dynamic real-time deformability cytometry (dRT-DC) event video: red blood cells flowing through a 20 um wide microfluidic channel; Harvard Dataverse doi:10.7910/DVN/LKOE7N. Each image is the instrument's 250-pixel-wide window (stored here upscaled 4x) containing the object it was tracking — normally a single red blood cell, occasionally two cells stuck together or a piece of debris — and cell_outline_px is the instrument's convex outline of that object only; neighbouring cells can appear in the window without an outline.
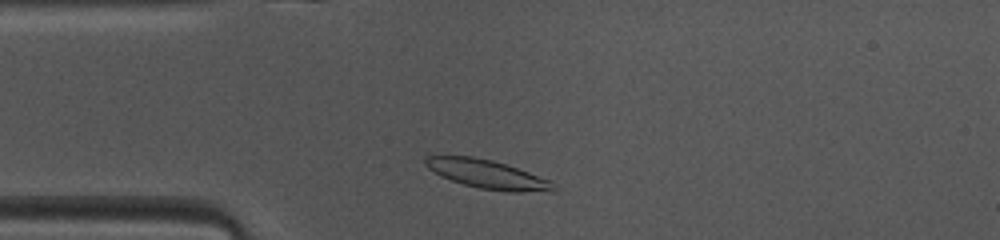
{"species": "common noctule bat (a hibernating species)", "species_latin": "Nyctalus noctula", "temperature_condition": "warm", "stored_images_in_passage": 41, "camera_frame_rate_fps": 3000, "um_per_image_px": 0.085, "animal": {"sex": "female", "body_mass_g": 10.0, "forearm_length_mm": 53.1}, "frame": {"image": 1, "passage_image": 5, "time_ms": 1.333, "image_size_px": [1000, 240], "cell_outline_px": [[556, 188], [552, 192], [504, 192], [480, 188], [464, 184], [440, 176], [428, 168], [424, 164], [424, 160], [428, 156], [472, 156], [492, 160], [552, 180]], "centroid_in_image_um": [41.47, 14.83], "position_along_channel_um": 43.5, "area_um2": 21.44}}
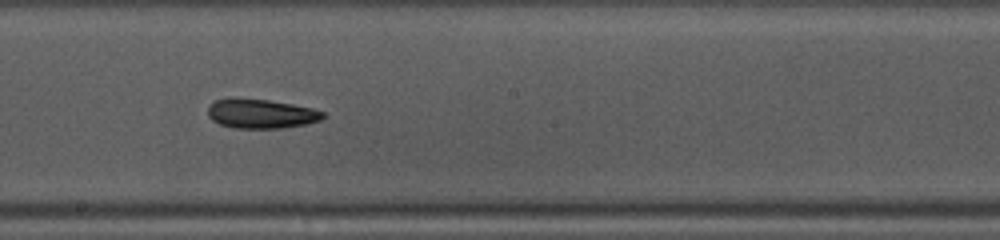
{"frame": {"image": 2, "passage_image": 19, "time_ms": 6.0, "image_size_px": [1000, 240], "cell_outline_px": [[324, 116], [320, 120], [304, 124], [280, 128], [232, 128], [220, 124], [212, 120], [208, 116], [208, 104], [212, 100], [228, 96], [236, 96], [268, 100], [292, 104], [312, 108], [324, 112]], "centroid_in_image_um": [22.08, 9.63], "position_along_channel_um": 226.1, "area_um2": 20.11}}
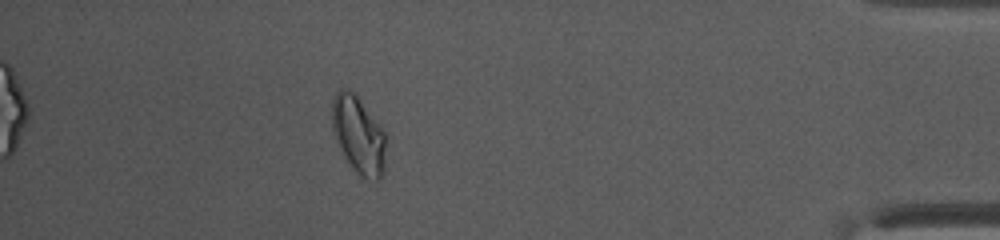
{"frame": {"image": 3, "passage_image": 36, "time_ms": 11.667, "image_size_px": [1000, 240], "cell_outline_px": [[384, 172], [380, 180], [376, 180], [360, 176], [352, 168], [344, 156], [336, 140], [332, 128], [332, 96], [340, 88], [348, 88], [356, 96], [380, 124], [384, 132]], "centroid_in_image_um": [30.45, 11.46], "position_along_channel_um": 404.8, "area_um2": 24.1}, "authors_computed_cell_mechanics": {"area_um2": 20.3456, "velocity_mm_per_s": 4.1152, "shape_relaxation_time_tau1_ms": 4.9802, "shape_relaxation_time_tau2_ms": 3.3209, "deformation_change_tau1": 0.1613, "deformation_change_tau2": 0.111}}